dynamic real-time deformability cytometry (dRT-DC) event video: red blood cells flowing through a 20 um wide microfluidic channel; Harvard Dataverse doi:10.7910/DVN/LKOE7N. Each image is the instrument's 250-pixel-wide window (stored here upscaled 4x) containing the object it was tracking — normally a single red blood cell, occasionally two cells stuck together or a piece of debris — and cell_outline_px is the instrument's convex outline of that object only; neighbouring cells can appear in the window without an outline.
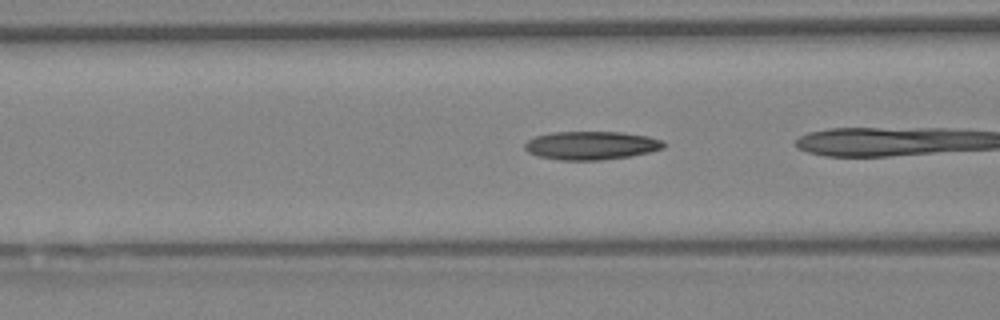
{"species": "Egyptian fruit bat (a non-hibernating species)", "species_latin": "Rousettus aegyptiacus", "temperature_condition": "warm", "stored_images_in_passage": 42, "camera_frame_rate_fps": 3000, "um_per_image_px": 0.085, "animal": {"sex": "female"}, "frame": {"image": 1, "passage_image": 20, "time_ms": 6.333, "image_size_px": [1000, 320], "cell_outline_px": [[664, 148], [648, 152], [628, 156], [600, 160], [560, 160], [540, 156], [528, 152], [524, 148], [524, 144], [528, 140], [536, 136], [552, 132], [620, 132], [648, 136], [660, 140], [664, 144]], "centroid_in_image_um": [50.22, 12.36], "position_along_channel_um": 116.4, "area_um2": 22.72}}
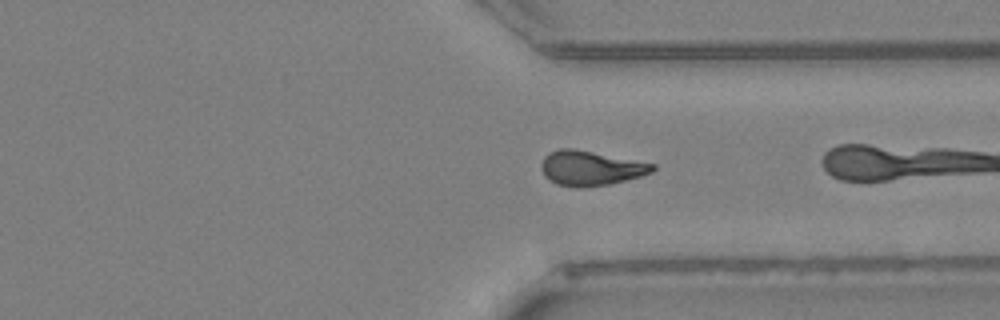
{"frame": {"image": 2, "passage_image": 41, "time_ms": 13.333, "image_size_px": [1000, 320], "cell_outline_px": [[656, 168], [652, 172], [640, 176], [608, 184], [584, 188], [572, 188], [556, 184], [548, 180], [544, 176], [540, 168], [540, 164], [544, 156], [548, 152], [560, 148], [572, 148], [656, 164]], "centroid_in_image_um": [50.14, 14.3], "position_along_channel_um": 361.3, "area_um2": 22.72}}